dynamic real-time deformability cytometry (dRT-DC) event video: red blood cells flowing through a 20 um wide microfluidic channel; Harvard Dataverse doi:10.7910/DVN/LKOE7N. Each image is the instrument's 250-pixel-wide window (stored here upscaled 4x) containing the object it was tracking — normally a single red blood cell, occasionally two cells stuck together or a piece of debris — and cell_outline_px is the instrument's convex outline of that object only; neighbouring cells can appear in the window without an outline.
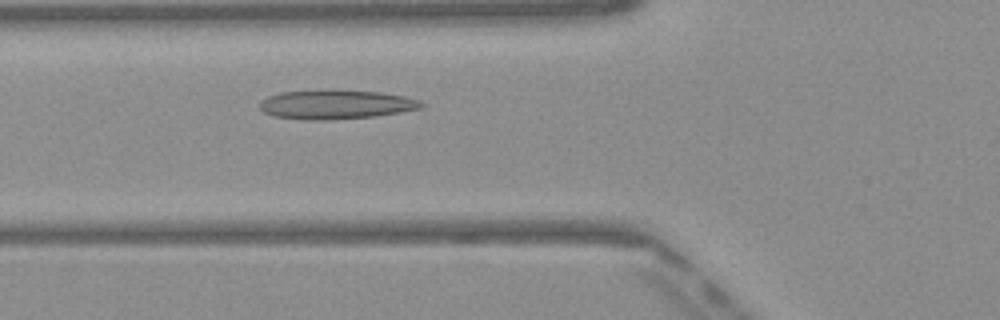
{"species": "Egyptian fruit bat (a non-hibernating species)", "species_latin": "Rousettus aegyptiacus", "temperature_condition": "warm", "stored_images_in_passage": 41, "camera_frame_rate_fps": 3000, "um_per_image_px": 0.085, "frame": {"image": 1, "passage_image": 10, "time_ms": 3.0, "image_size_px": [1000, 320], "cell_outline_px": [[424, 104], [420, 108], [400, 112], [376, 116], [332, 120], [304, 120], [272, 116], [264, 112], [260, 108], [260, 100], [268, 96], [280, 92], [380, 92], [404, 96], [420, 100]], "centroid_in_image_um": [28.53, 8.92], "position_along_channel_um": 97.3, "area_um2": 26.7}}
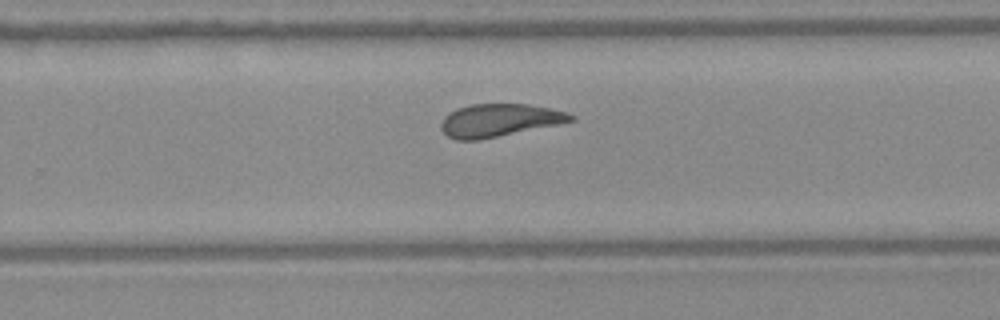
{"frame": {"image": 2, "passage_image": 24, "time_ms": 7.667, "image_size_px": [1000, 320], "cell_outline_px": [[576, 120], [480, 140], [456, 140], [448, 136], [440, 128], [440, 124], [444, 116], [460, 108], [472, 104], [528, 104], [568, 112], [576, 116]], "centroid_in_image_um": [42.44, 10.23], "position_along_channel_um": 287.4, "area_um2": 24.57}}
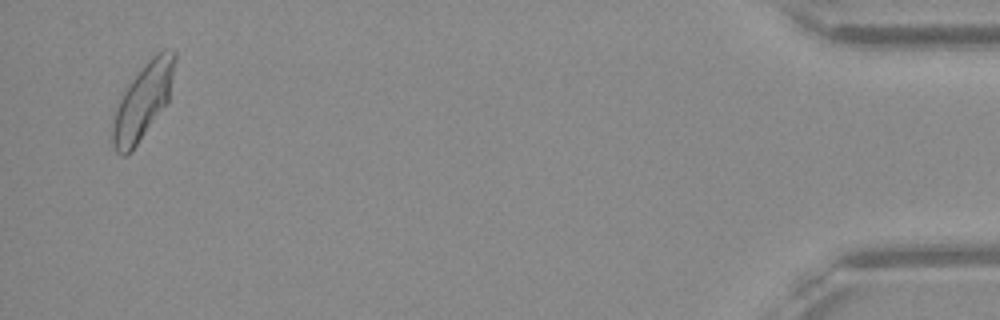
{"frame": {"image": 3, "passage_image": 40, "time_ms": 13.0, "image_size_px": [1000, 320], "cell_outline_px": [[176, 60], [168, 100], [132, 152], [124, 156], [120, 156], [116, 152], [112, 140], [112, 112], [120, 92], [144, 64], [156, 52], [164, 48], [176, 52]], "centroid_in_image_um": [12.09, 8.59], "position_along_channel_um": 423.1, "area_um2": 27.8}, "authors_computed_cell_mechanics": {"area_um2": 25.7788, "velocity_mm_per_s": 4.0635, "shape_relaxation_time_tau1_ms": 7.2838, "shape_relaxation_time_tau2_ms": 1.5006, "deformation_change_tau1": 0.2144, "deformation_change_tau2": 0.0852}}